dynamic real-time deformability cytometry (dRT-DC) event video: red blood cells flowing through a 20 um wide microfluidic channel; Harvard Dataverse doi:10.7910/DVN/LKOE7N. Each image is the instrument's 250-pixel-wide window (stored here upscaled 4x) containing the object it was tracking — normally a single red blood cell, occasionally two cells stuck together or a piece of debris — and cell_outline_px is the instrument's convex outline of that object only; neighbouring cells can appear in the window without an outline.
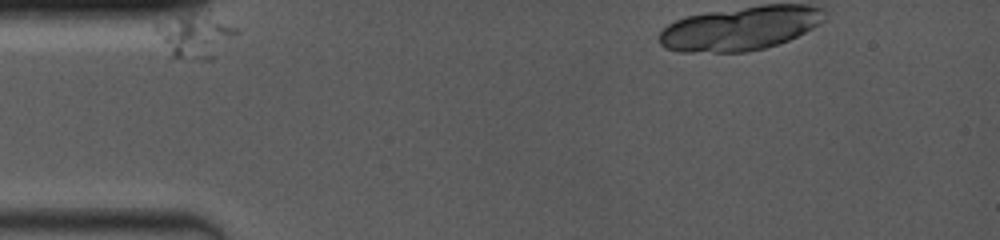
{"species": "common noctule bat (a hibernating species)", "species_latin": "Nyctalus noctula", "temperature_condition": "room temperature", "stored_images_in_passage": 14, "segment_of_instrument_passage": [1, 2], "camera_frame_rate_fps": 4000, "um_per_image_px": 0.085, "animal": {"sex": "female", "body_mass_g": 19.0, "forearm_length_mm": 53.3}, "frame": {"image": 1, "passage_image": 1, "time_ms": 0.0, "image_size_px": [1000, 240], "cell_outline_px": [[236, 32], [212, 60], [196, 60], [172, 56], [152, 28], [156, 24], [180, 16], [192, 16], [208, 20], [236, 28]], "centroid_in_image_um": [16.46, 3.16], "position_along_channel_um": 68.5, "area_um2": 18.5}}
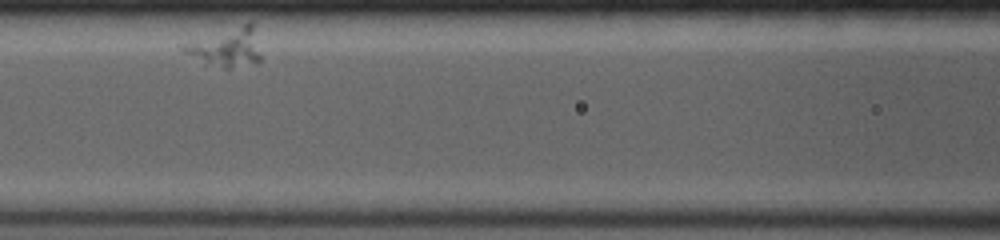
{"frame": {"image": 2, "passage_image": 6, "time_ms": 2.75, "image_size_px": [1000, 240], "cell_outline_px": [[260, 60], [256, 64], [232, 68], [224, 68], [184, 52], [180, 48], [184, 44], [252, 20], [260, 56]], "centroid_in_image_um": [19.33, 4.01], "position_along_channel_um": 147.3, "area_um2": 16.7}}
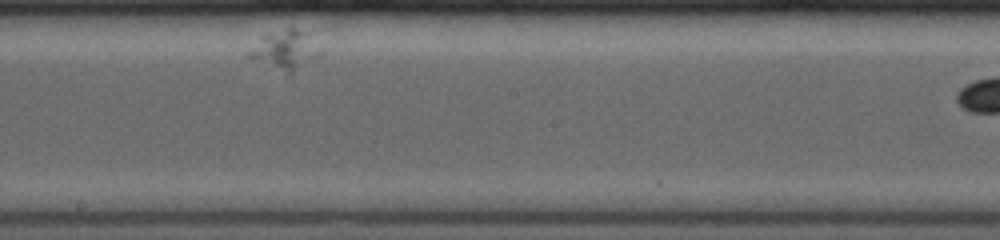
{"frame": {"image": 3, "passage_image": 11, "time_ms": 5.25, "image_size_px": [1000, 240], "cell_outline_px": [[324, 28], [292, 76], [288, 76], [252, 60], [244, 56], [260, 36], [264, 32], [288, 28]], "centroid_in_image_um": [24.11, 4.12], "position_along_channel_um": 224.1, "area_um2": 16.47}}